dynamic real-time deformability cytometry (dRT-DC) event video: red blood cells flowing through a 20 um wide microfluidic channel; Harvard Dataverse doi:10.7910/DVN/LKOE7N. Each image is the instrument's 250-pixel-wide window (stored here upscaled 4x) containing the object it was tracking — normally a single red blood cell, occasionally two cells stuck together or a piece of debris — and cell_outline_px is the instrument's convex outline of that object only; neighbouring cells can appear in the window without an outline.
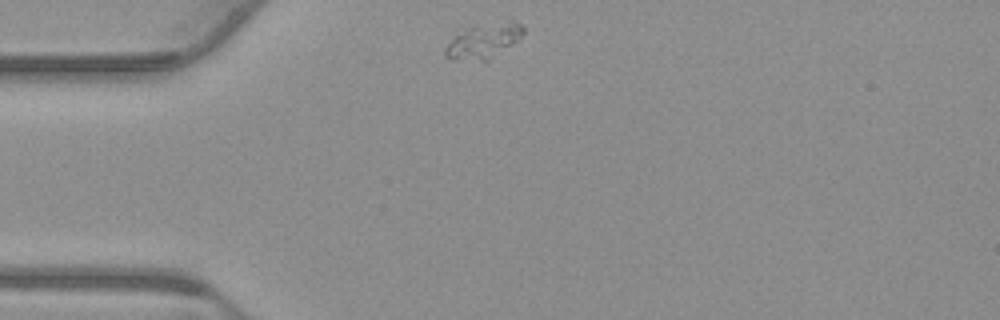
{"species": "common noctule bat (a hibernating species)", "species_latin": "Nyctalus noctula", "temperature_condition": "warm", "stored_images_in_passage": 46, "camera_frame_rate_fps": 3000, "um_per_image_px": 0.085, "animal": {"sex": "male", "body_mass_g": 23.1, "forearm_length_mm": 52.7}, "frame": {"image": 1, "passage_image": 1, "time_ms": 0.0, "image_size_px": [1000, 320], "cell_outline_px": [[524, 32], [512, 44], [488, 60], [448, 60], [444, 56], [444, 48], [460, 24], [508, 20], [512, 20], [524, 24]], "centroid_in_image_um": [40.99, 3.39], "position_along_channel_um": 44.0, "area_um2": 17.05}}
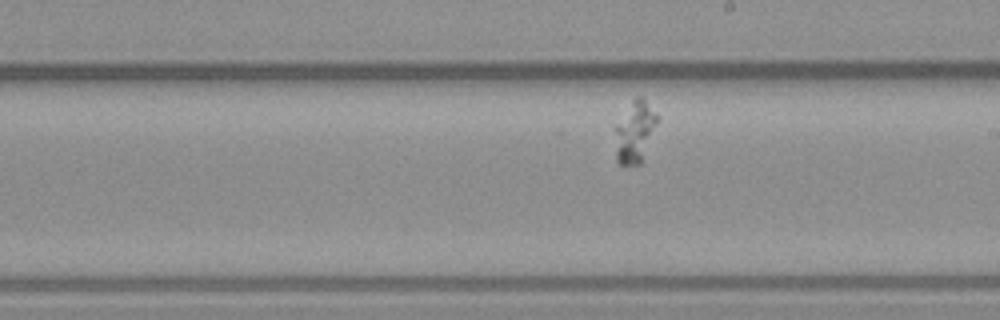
{"frame": {"image": 2, "passage_image": 20, "time_ms": 6.333, "image_size_px": [1000, 320], "cell_outline_px": [[656, 120], [640, 164], [620, 164], [616, 160], [616, 124], [632, 100], [636, 96], [640, 96], [644, 100], [656, 116]], "centroid_in_image_um": [53.9, 11.21], "position_along_channel_um": 235.1, "area_um2": 14.05}}
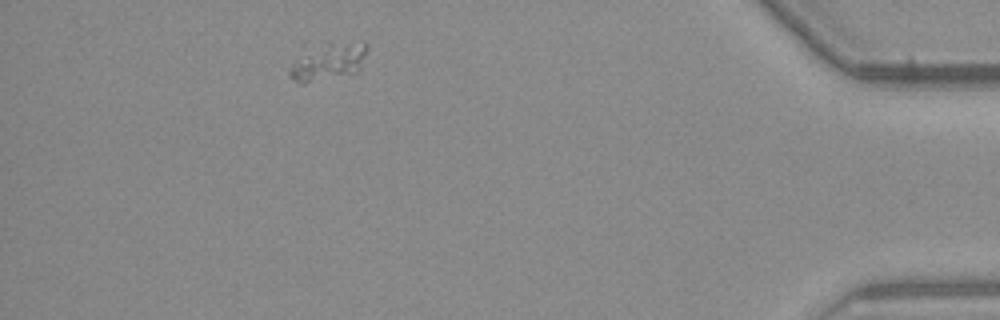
{"frame": {"image": 3, "passage_image": 40, "time_ms": 13.0, "image_size_px": [1000, 320], "cell_outline_px": [[368, 48], [356, 72], [304, 84], [300, 84], [288, 76], [288, 68], [300, 44], [328, 40], [364, 40], [368, 44]], "centroid_in_image_um": [27.75, 5.09], "position_along_channel_um": 407.5, "area_um2": 18.9}}